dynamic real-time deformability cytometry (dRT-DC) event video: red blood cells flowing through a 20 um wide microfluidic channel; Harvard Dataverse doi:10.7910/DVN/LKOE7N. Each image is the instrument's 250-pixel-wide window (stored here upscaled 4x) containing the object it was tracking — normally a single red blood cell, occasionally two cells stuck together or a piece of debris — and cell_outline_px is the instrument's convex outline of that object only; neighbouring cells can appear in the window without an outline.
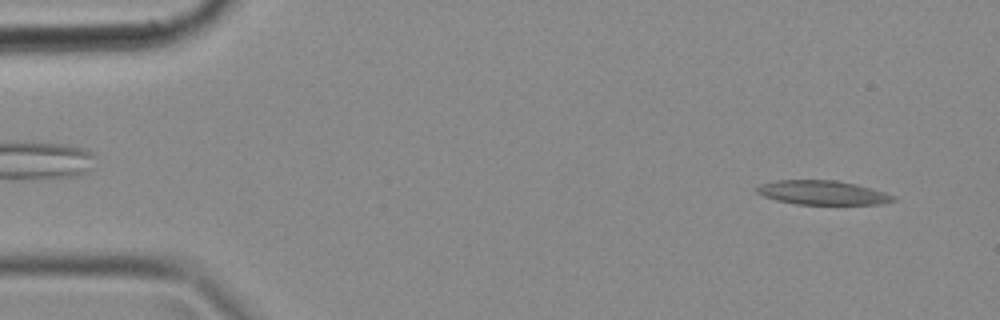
{"species": "common noctule bat (a hibernating species)", "species_latin": "Nyctalus noctula", "temperature_condition": "cold", "stored_images_in_passage": 49, "camera_frame_rate_fps": 3000, "um_per_image_px": 0.085, "animal": {"sex": "female", "body_mass_g": 18.4}, "frame": {"image": 1, "passage_image": 3, "time_ms": 0.667, "image_size_px": [1000, 320], "cell_outline_px": [[896, 200], [880, 204], [796, 204], [776, 200], [764, 196], [756, 192], [756, 188], [760, 184], [776, 180], [836, 180], [856, 184], [884, 192], [896, 196]], "centroid_in_image_um": [69.91, 16.37], "position_along_channel_um": 15.1, "area_um2": 19.13}}
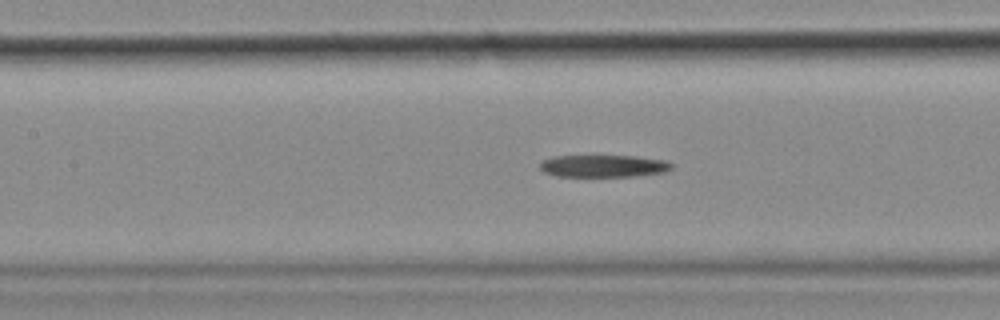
{"frame": {"image": 2, "passage_image": 21, "time_ms": 6.667, "image_size_px": [1000, 320], "cell_outline_px": [[672, 168], [668, 172], [636, 176], [556, 176], [544, 172], [540, 168], [540, 160], [552, 156], [636, 156], [664, 160], [672, 164]], "centroid_in_image_um": [51.29, 14.11], "position_along_channel_um": 156.1, "area_um2": 17.17}}
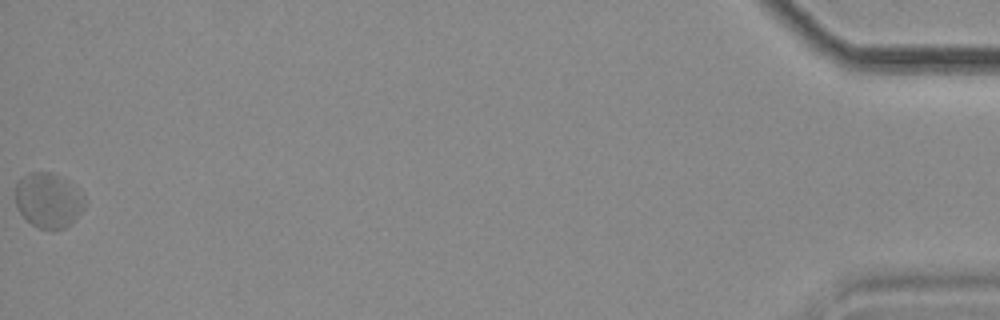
{"frame": {"image": 3, "passage_image": 49, "time_ms": 16.0, "image_size_px": [1000, 320], "cell_outline_px": [[84, 208], [64, 228], [40, 228], [32, 224], [20, 212], [16, 204], [16, 184], [28, 172], [52, 172], [64, 180], [84, 196]], "centroid_in_image_um": [4.07, 17.01], "position_along_channel_um": 431.1, "area_um2": 21.33}}